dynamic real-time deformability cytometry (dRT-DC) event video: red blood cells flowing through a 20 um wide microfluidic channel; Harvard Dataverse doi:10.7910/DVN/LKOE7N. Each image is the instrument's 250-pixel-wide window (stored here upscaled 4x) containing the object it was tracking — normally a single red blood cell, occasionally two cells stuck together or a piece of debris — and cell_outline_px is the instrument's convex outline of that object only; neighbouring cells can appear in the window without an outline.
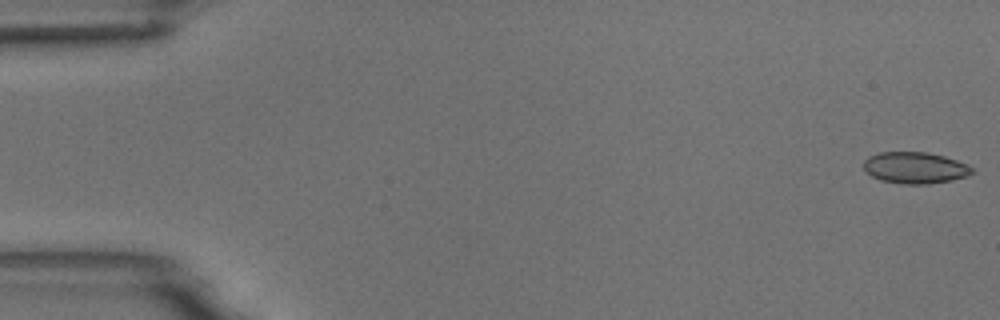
{"species": "common noctule bat (a hibernating species)", "species_latin": "Nyctalus noctula", "temperature_condition": "room temperature", "stored_images_in_passage": 4, "camera_frame_rate_fps": 3000, "um_per_image_px": 0.085, "animal": {"sex": "male", "body_mass_g": 18.8}, "frame": {"image": 1, "passage_image": 1, "time_ms": 0.0, "image_size_px": [1000, 320], "cell_outline_px": [[972, 172], [968, 176], [952, 180], [928, 184], [904, 184], [880, 180], [872, 176], [864, 168], [864, 160], [868, 156], [880, 152], [928, 152], [944, 156], [956, 160], [972, 168]], "centroid_in_image_um": [77.76, 14.26], "position_along_channel_um": 7.2, "area_um2": 19.77}}